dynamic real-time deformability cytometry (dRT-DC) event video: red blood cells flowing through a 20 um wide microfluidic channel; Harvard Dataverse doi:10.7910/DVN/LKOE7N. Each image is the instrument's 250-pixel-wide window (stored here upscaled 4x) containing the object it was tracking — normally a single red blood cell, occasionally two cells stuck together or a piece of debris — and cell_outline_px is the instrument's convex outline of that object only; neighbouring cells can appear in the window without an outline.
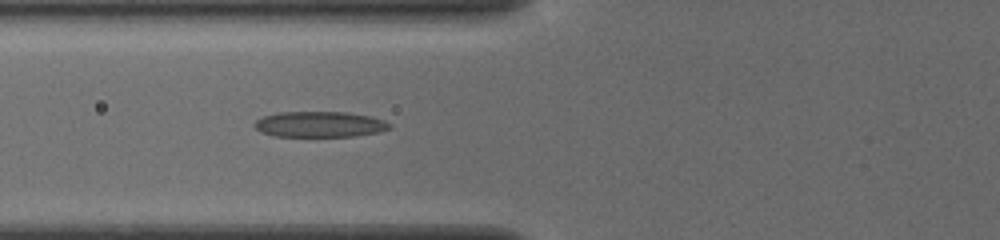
{"species": "common noctule bat (a hibernating species)", "species_latin": "Nyctalus noctula", "temperature_condition": "cold", "stored_images_in_passage": 10, "camera_frame_rate_fps": 3000, "um_per_image_px": 0.085, "animal": {"sex": "female", "body_mass_g": 19.5, "forearm_length_mm": 54.1}, "frame": {"image": 1, "passage_image": 10, "time_ms": 3.0, "image_size_px": [1000, 240], "cell_outline_px": [[392, 128], [380, 132], [352, 136], [272, 136], [260, 132], [252, 124], [256, 120], [264, 116], [276, 112], [344, 112], [372, 116], [384, 120], [392, 124]], "centroid_in_image_um": [27.18, 10.56], "position_along_channel_um": 98.6, "area_um2": 20.4}}